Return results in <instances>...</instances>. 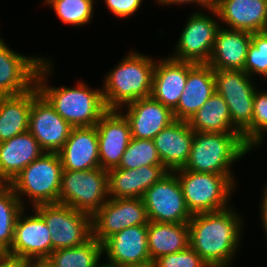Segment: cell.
<instances>
[{
    "instance_id": "1",
    "label": "cell",
    "mask_w": 267,
    "mask_h": 267,
    "mask_svg": "<svg viewBox=\"0 0 267 267\" xmlns=\"http://www.w3.org/2000/svg\"><path fill=\"white\" fill-rule=\"evenodd\" d=\"M241 216L231 207L194 214L189 220V246L209 267H229L241 242Z\"/></svg>"
},
{
    "instance_id": "2",
    "label": "cell",
    "mask_w": 267,
    "mask_h": 267,
    "mask_svg": "<svg viewBox=\"0 0 267 267\" xmlns=\"http://www.w3.org/2000/svg\"><path fill=\"white\" fill-rule=\"evenodd\" d=\"M45 59L36 74V86L39 92L53 106L55 111L72 127H92L108 111L101 89H92L83 82L77 86H48L46 76L52 74L53 63Z\"/></svg>"
},
{
    "instance_id": "3",
    "label": "cell",
    "mask_w": 267,
    "mask_h": 267,
    "mask_svg": "<svg viewBox=\"0 0 267 267\" xmlns=\"http://www.w3.org/2000/svg\"><path fill=\"white\" fill-rule=\"evenodd\" d=\"M155 62L149 56L131 51L111 69L102 90L107 109L120 111L130 102L149 97Z\"/></svg>"
},
{
    "instance_id": "4",
    "label": "cell",
    "mask_w": 267,
    "mask_h": 267,
    "mask_svg": "<svg viewBox=\"0 0 267 267\" xmlns=\"http://www.w3.org/2000/svg\"><path fill=\"white\" fill-rule=\"evenodd\" d=\"M249 153L241 133L195 132L185 170L232 174L231 165Z\"/></svg>"
},
{
    "instance_id": "5",
    "label": "cell",
    "mask_w": 267,
    "mask_h": 267,
    "mask_svg": "<svg viewBox=\"0 0 267 267\" xmlns=\"http://www.w3.org/2000/svg\"><path fill=\"white\" fill-rule=\"evenodd\" d=\"M173 172L178 177L187 208L192 215L230 207L228 201L236 187L233 175L193 172L184 168Z\"/></svg>"
},
{
    "instance_id": "6",
    "label": "cell",
    "mask_w": 267,
    "mask_h": 267,
    "mask_svg": "<svg viewBox=\"0 0 267 267\" xmlns=\"http://www.w3.org/2000/svg\"><path fill=\"white\" fill-rule=\"evenodd\" d=\"M62 162L58 153L45 152L26 166L8 184L24 206L23 195L28 196L33 207L58 203L62 179Z\"/></svg>"
},
{
    "instance_id": "7",
    "label": "cell",
    "mask_w": 267,
    "mask_h": 267,
    "mask_svg": "<svg viewBox=\"0 0 267 267\" xmlns=\"http://www.w3.org/2000/svg\"><path fill=\"white\" fill-rule=\"evenodd\" d=\"M109 199L108 171L63 170L58 204L93 216Z\"/></svg>"
},
{
    "instance_id": "8",
    "label": "cell",
    "mask_w": 267,
    "mask_h": 267,
    "mask_svg": "<svg viewBox=\"0 0 267 267\" xmlns=\"http://www.w3.org/2000/svg\"><path fill=\"white\" fill-rule=\"evenodd\" d=\"M216 92L226 101L232 125L251 145V122L256 84L241 70H214Z\"/></svg>"
},
{
    "instance_id": "9",
    "label": "cell",
    "mask_w": 267,
    "mask_h": 267,
    "mask_svg": "<svg viewBox=\"0 0 267 267\" xmlns=\"http://www.w3.org/2000/svg\"><path fill=\"white\" fill-rule=\"evenodd\" d=\"M51 233L54 250L77 247L92 238V216L63 204H40L33 208Z\"/></svg>"
},
{
    "instance_id": "10",
    "label": "cell",
    "mask_w": 267,
    "mask_h": 267,
    "mask_svg": "<svg viewBox=\"0 0 267 267\" xmlns=\"http://www.w3.org/2000/svg\"><path fill=\"white\" fill-rule=\"evenodd\" d=\"M142 199L150 222L188 223L193 216L174 172H168L147 189Z\"/></svg>"
},
{
    "instance_id": "11",
    "label": "cell",
    "mask_w": 267,
    "mask_h": 267,
    "mask_svg": "<svg viewBox=\"0 0 267 267\" xmlns=\"http://www.w3.org/2000/svg\"><path fill=\"white\" fill-rule=\"evenodd\" d=\"M207 11H210L215 18L200 11L191 13L176 44V53H173L171 58L195 64L209 62L217 31L221 25L217 22L216 10L210 8Z\"/></svg>"
},
{
    "instance_id": "12",
    "label": "cell",
    "mask_w": 267,
    "mask_h": 267,
    "mask_svg": "<svg viewBox=\"0 0 267 267\" xmlns=\"http://www.w3.org/2000/svg\"><path fill=\"white\" fill-rule=\"evenodd\" d=\"M148 222L142 198H109L92 216V237L103 244L109 237L127 227Z\"/></svg>"
},
{
    "instance_id": "13",
    "label": "cell",
    "mask_w": 267,
    "mask_h": 267,
    "mask_svg": "<svg viewBox=\"0 0 267 267\" xmlns=\"http://www.w3.org/2000/svg\"><path fill=\"white\" fill-rule=\"evenodd\" d=\"M25 210L17 218L13 242L7 254L27 262L48 259L52 253L51 233L36 210L30 216L24 214Z\"/></svg>"
},
{
    "instance_id": "14",
    "label": "cell",
    "mask_w": 267,
    "mask_h": 267,
    "mask_svg": "<svg viewBox=\"0 0 267 267\" xmlns=\"http://www.w3.org/2000/svg\"><path fill=\"white\" fill-rule=\"evenodd\" d=\"M72 126L39 93L32 102L28 131L47 153H58L67 141Z\"/></svg>"
},
{
    "instance_id": "15",
    "label": "cell",
    "mask_w": 267,
    "mask_h": 267,
    "mask_svg": "<svg viewBox=\"0 0 267 267\" xmlns=\"http://www.w3.org/2000/svg\"><path fill=\"white\" fill-rule=\"evenodd\" d=\"M44 60L15 52L0 38V96L19 95L32 89Z\"/></svg>"
},
{
    "instance_id": "16",
    "label": "cell",
    "mask_w": 267,
    "mask_h": 267,
    "mask_svg": "<svg viewBox=\"0 0 267 267\" xmlns=\"http://www.w3.org/2000/svg\"><path fill=\"white\" fill-rule=\"evenodd\" d=\"M107 264L114 267L152 265L147 244V224L131 226L103 243Z\"/></svg>"
},
{
    "instance_id": "17",
    "label": "cell",
    "mask_w": 267,
    "mask_h": 267,
    "mask_svg": "<svg viewBox=\"0 0 267 267\" xmlns=\"http://www.w3.org/2000/svg\"><path fill=\"white\" fill-rule=\"evenodd\" d=\"M119 110H108L95 125L99 143L100 167L109 171L119 166L131 140L128 120Z\"/></svg>"
},
{
    "instance_id": "18",
    "label": "cell",
    "mask_w": 267,
    "mask_h": 267,
    "mask_svg": "<svg viewBox=\"0 0 267 267\" xmlns=\"http://www.w3.org/2000/svg\"><path fill=\"white\" fill-rule=\"evenodd\" d=\"M122 114L128 120L131 138L153 140L165 127L175 121L174 113L151 96L123 106Z\"/></svg>"
},
{
    "instance_id": "19",
    "label": "cell",
    "mask_w": 267,
    "mask_h": 267,
    "mask_svg": "<svg viewBox=\"0 0 267 267\" xmlns=\"http://www.w3.org/2000/svg\"><path fill=\"white\" fill-rule=\"evenodd\" d=\"M215 92L214 69L208 63L188 62L186 86L173 111L175 119L188 121Z\"/></svg>"
},
{
    "instance_id": "20",
    "label": "cell",
    "mask_w": 267,
    "mask_h": 267,
    "mask_svg": "<svg viewBox=\"0 0 267 267\" xmlns=\"http://www.w3.org/2000/svg\"><path fill=\"white\" fill-rule=\"evenodd\" d=\"M213 8L228 29L250 33L267 30V0H215Z\"/></svg>"
},
{
    "instance_id": "21",
    "label": "cell",
    "mask_w": 267,
    "mask_h": 267,
    "mask_svg": "<svg viewBox=\"0 0 267 267\" xmlns=\"http://www.w3.org/2000/svg\"><path fill=\"white\" fill-rule=\"evenodd\" d=\"M194 135L187 121L175 120L153 138L161 163L169 172L187 164Z\"/></svg>"
},
{
    "instance_id": "22",
    "label": "cell",
    "mask_w": 267,
    "mask_h": 267,
    "mask_svg": "<svg viewBox=\"0 0 267 267\" xmlns=\"http://www.w3.org/2000/svg\"><path fill=\"white\" fill-rule=\"evenodd\" d=\"M63 170H90L100 167L96 126L73 127L58 152Z\"/></svg>"
},
{
    "instance_id": "23",
    "label": "cell",
    "mask_w": 267,
    "mask_h": 267,
    "mask_svg": "<svg viewBox=\"0 0 267 267\" xmlns=\"http://www.w3.org/2000/svg\"><path fill=\"white\" fill-rule=\"evenodd\" d=\"M168 172L162 164L141 166L138 169H110L109 198H143L146 190Z\"/></svg>"
},
{
    "instance_id": "24",
    "label": "cell",
    "mask_w": 267,
    "mask_h": 267,
    "mask_svg": "<svg viewBox=\"0 0 267 267\" xmlns=\"http://www.w3.org/2000/svg\"><path fill=\"white\" fill-rule=\"evenodd\" d=\"M187 77L188 62L175 60L170 56L157 60L150 96L174 111L186 86Z\"/></svg>"
},
{
    "instance_id": "25",
    "label": "cell",
    "mask_w": 267,
    "mask_h": 267,
    "mask_svg": "<svg viewBox=\"0 0 267 267\" xmlns=\"http://www.w3.org/2000/svg\"><path fill=\"white\" fill-rule=\"evenodd\" d=\"M44 153L29 131L0 142V184H9L26 166Z\"/></svg>"
},
{
    "instance_id": "26",
    "label": "cell",
    "mask_w": 267,
    "mask_h": 267,
    "mask_svg": "<svg viewBox=\"0 0 267 267\" xmlns=\"http://www.w3.org/2000/svg\"><path fill=\"white\" fill-rule=\"evenodd\" d=\"M251 33L243 30H232L220 27L208 64L214 70H241L244 64Z\"/></svg>"
},
{
    "instance_id": "27",
    "label": "cell",
    "mask_w": 267,
    "mask_h": 267,
    "mask_svg": "<svg viewBox=\"0 0 267 267\" xmlns=\"http://www.w3.org/2000/svg\"><path fill=\"white\" fill-rule=\"evenodd\" d=\"M39 93L35 85L19 95L0 96V142L28 131L32 102Z\"/></svg>"
},
{
    "instance_id": "28",
    "label": "cell",
    "mask_w": 267,
    "mask_h": 267,
    "mask_svg": "<svg viewBox=\"0 0 267 267\" xmlns=\"http://www.w3.org/2000/svg\"><path fill=\"white\" fill-rule=\"evenodd\" d=\"M147 244L152 263L161 256L185 250L189 246V225L149 221Z\"/></svg>"
},
{
    "instance_id": "29",
    "label": "cell",
    "mask_w": 267,
    "mask_h": 267,
    "mask_svg": "<svg viewBox=\"0 0 267 267\" xmlns=\"http://www.w3.org/2000/svg\"><path fill=\"white\" fill-rule=\"evenodd\" d=\"M187 122L194 132L240 133L231 123L226 101L217 92Z\"/></svg>"
},
{
    "instance_id": "30",
    "label": "cell",
    "mask_w": 267,
    "mask_h": 267,
    "mask_svg": "<svg viewBox=\"0 0 267 267\" xmlns=\"http://www.w3.org/2000/svg\"><path fill=\"white\" fill-rule=\"evenodd\" d=\"M102 254L103 244L92 237L83 245L54 250L47 260L54 267H97Z\"/></svg>"
},
{
    "instance_id": "31",
    "label": "cell",
    "mask_w": 267,
    "mask_h": 267,
    "mask_svg": "<svg viewBox=\"0 0 267 267\" xmlns=\"http://www.w3.org/2000/svg\"><path fill=\"white\" fill-rule=\"evenodd\" d=\"M25 208L8 184H0V250L7 253L12 245L17 218Z\"/></svg>"
},
{
    "instance_id": "32",
    "label": "cell",
    "mask_w": 267,
    "mask_h": 267,
    "mask_svg": "<svg viewBox=\"0 0 267 267\" xmlns=\"http://www.w3.org/2000/svg\"><path fill=\"white\" fill-rule=\"evenodd\" d=\"M94 0H45L64 24L83 26L93 17Z\"/></svg>"
},
{
    "instance_id": "33",
    "label": "cell",
    "mask_w": 267,
    "mask_h": 267,
    "mask_svg": "<svg viewBox=\"0 0 267 267\" xmlns=\"http://www.w3.org/2000/svg\"><path fill=\"white\" fill-rule=\"evenodd\" d=\"M157 164L162 163L154 141L131 138L117 168L138 169Z\"/></svg>"
},
{
    "instance_id": "34",
    "label": "cell",
    "mask_w": 267,
    "mask_h": 267,
    "mask_svg": "<svg viewBox=\"0 0 267 267\" xmlns=\"http://www.w3.org/2000/svg\"><path fill=\"white\" fill-rule=\"evenodd\" d=\"M244 72L250 77L253 74L264 76L267 80V30L251 33Z\"/></svg>"
},
{
    "instance_id": "35",
    "label": "cell",
    "mask_w": 267,
    "mask_h": 267,
    "mask_svg": "<svg viewBox=\"0 0 267 267\" xmlns=\"http://www.w3.org/2000/svg\"><path fill=\"white\" fill-rule=\"evenodd\" d=\"M153 267H209V265L190 246L185 250L167 254L156 259Z\"/></svg>"
},
{
    "instance_id": "36",
    "label": "cell",
    "mask_w": 267,
    "mask_h": 267,
    "mask_svg": "<svg viewBox=\"0 0 267 267\" xmlns=\"http://www.w3.org/2000/svg\"><path fill=\"white\" fill-rule=\"evenodd\" d=\"M267 129V90L256 89L251 122V144Z\"/></svg>"
},
{
    "instance_id": "37",
    "label": "cell",
    "mask_w": 267,
    "mask_h": 267,
    "mask_svg": "<svg viewBox=\"0 0 267 267\" xmlns=\"http://www.w3.org/2000/svg\"><path fill=\"white\" fill-rule=\"evenodd\" d=\"M107 8L117 17L129 18L138 11L143 0H104Z\"/></svg>"
},
{
    "instance_id": "38",
    "label": "cell",
    "mask_w": 267,
    "mask_h": 267,
    "mask_svg": "<svg viewBox=\"0 0 267 267\" xmlns=\"http://www.w3.org/2000/svg\"><path fill=\"white\" fill-rule=\"evenodd\" d=\"M157 3H160L162 5H180V4H191V3H197L200 7H204L205 9H210L214 7L215 0H156Z\"/></svg>"
},
{
    "instance_id": "39",
    "label": "cell",
    "mask_w": 267,
    "mask_h": 267,
    "mask_svg": "<svg viewBox=\"0 0 267 267\" xmlns=\"http://www.w3.org/2000/svg\"><path fill=\"white\" fill-rule=\"evenodd\" d=\"M0 267H29V262L7 253H3L0 256Z\"/></svg>"
},
{
    "instance_id": "40",
    "label": "cell",
    "mask_w": 267,
    "mask_h": 267,
    "mask_svg": "<svg viewBox=\"0 0 267 267\" xmlns=\"http://www.w3.org/2000/svg\"><path fill=\"white\" fill-rule=\"evenodd\" d=\"M264 190V194L262 195V202H261V205H260V208H261V221L263 222L262 223V226L263 228L265 229V233H266V236H267V184L265 186V189L263 188ZM267 240V239H266Z\"/></svg>"
},
{
    "instance_id": "41",
    "label": "cell",
    "mask_w": 267,
    "mask_h": 267,
    "mask_svg": "<svg viewBox=\"0 0 267 267\" xmlns=\"http://www.w3.org/2000/svg\"><path fill=\"white\" fill-rule=\"evenodd\" d=\"M29 267H54V266L51 262L45 259V260L31 261L29 262Z\"/></svg>"
},
{
    "instance_id": "42",
    "label": "cell",
    "mask_w": 267,
    "mask_h": 267,
    "mask_svg": "<svg viewBox=\"0 0 267 267\" xmlns=\"http://www.w3.org/2000/svg\"><path fill=\"white\" fill-rule=\"evenodd\" d=\"M267 132V129L266 130H264V132L249 146V152L253 149V147H254V149H255V146L257 145V147H258V145H260V144H262L261 142H262V140L264 139L263 137H264V133H266Z\"/></svg>"
},
{
    "instance_id": "43",
    "label": "cell",
    "mask_w": 267,
    "mask_h": 267,
    "mask_svg": "<svg viewBox=\"0 0 267 267\" xmlns=\"http://www.w3.org/2000/svg\"><path fill=\"white\" fill-rule=\"evenodd\" d=\"M97 267H114L113 265H110V264H99Z\"/></svg>"
},
{
    "instance_id": "44",
    "label": "cell",
    "mask_w": 267,
    "mask_h": 267,
    "mask_svg": "<svg viewBox=\"0 0 267 267\" xmlns=\"http://www.w3.org/2000/svg\"><path fill=\"white\" fill-rule=\"evenodd\" d=\"M121 267H153L152 265H145V266H121Z\"/></svg>"
}]
</instances>
